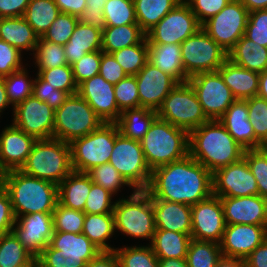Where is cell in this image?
Wrapping results in <instances>:
<instances>
[{
	"label": "cell",
	"mask_w": 267,
	"mask_h": 267,
	"mask_svg": "<svg viewBox=\"0 0 267 267\" xmlns=\"http://www.w3.org/2000/svg\"><path fill=\"white\" fill-rule=\"evenodd\" d=\"M151 198L194 205L213 195L212 173L189 154L151 172Z\"/></svg>",
	"instance_id": "1"
},
{
	"label": "cell",
	"mask_w": 267,
	"mask_h": 267,
	"mask_svg": "<svg viewBox=\"0 0 267 267\" xmlns=\"http://www.w3.org/2000/svg\"><path fill=\"white\" fill-rule=\"evenodd\" d=\"M244 152L218 120H209L189 133V155L211 173L241 160Z\"/></svg>",
	"instance_id": "2"
},
{
	"label": "cell",
	"mask_w": 267,
	"mask_h": 267,
	"mask_svg": "<svg viewBox=\"0 0 267 267\" xmlns=\"http://www.w3.org/2000/svg\"><path fill=\"white\" fill-rule=\"evenodd\" d=\"M8 192L15 218L32 213H53L58 203V185L12 170L0 175Z\"/></svg>",
	"instance_id": "3"
},
{
	"label": "cell",
	"mask_w": 267,
	"mask_h": 267,
	"mask_svg": "<svg viewBox=\"0 0 267 267\" xmlns=\"http://www.w3.org/2000/svg\"><path fill=\"white\" fill-rule=\"evenodd\" d=\"M140 144L151 171L189 154V133L156 118Z\"/></svg>",
	"instance_id": "4"
},
{
	"label": "cell",
	"mask_w": 267,
	"mask_h": 267,
	"mask_svg": "<svg viewBox=\"0 0 267 267\" xmlns=\"http://www.w3.org/2000/svg\"><path fill=\"white\" fill-rule=\"evenodd\" d=\"M21 171L59 185L73 171L70 143L55 138L36 140Z\"/></svg>",
	"instance_id": "5"
},
{
	"label": "cell",
	"mask_w": 267,
	"mask_h": 267,
	"mask_svg": "<svg viewBox=\"0 0 267 267\" xmlns=\"http://www.w3.org/2000/svg\"><path fill=\"white\" fill-rule=\"evenodd\" d=\"M101 251L83 234L54 231L37 267H86Z\"/></svg>",
	"instance_id": "6"
},
{
	"label": "cell",
	"mask_w": 267,
	"mask_h": 267,
	"mask_svg": "<svg viewBox=\"0 0 267 267\" xmlns=\"http://www.w3.org/2000/svg\"><path fill=\"white\" fill-rule=\"evenodd\" d=\"M115 229L142 239H153L155 232L152 199L146 190H134L128 199H120L114 206Z\"/></svg>",
	"instance_id": "7"
},
{
	"label": "cell",
	"mask_w": 267,
	"mask_h": 267,
	"mask_svg": "<svg viewBox=\"0 0 267 267\" xmlns=\"http://www.w3.org/2000/svg\"><path fill=\"white\" fill-rule=\"evenodd\" d=\"M103 123L89 104L75 93L55 110L53 138L71 143L98 129Z\"/></svg>",
	"instance_id": "8"
},
{
	"label": "cell",
	"mask_w": 267,
	"mask_h": 267,
	"mask_svg": "<svg viewBox=\"0 0 267 267\" xmlns=\"http://www.w3.org/2000/svg\"><path fill=\"white\" fill-rule=\"evenodd\" d=\"M119 129L116 123H103L98 129L70 143L73 171L87 173L108 163Z\"/></svg>",
	"instance_id": "9"
},
{
	"label": "cell",
	"mask_w": 267,
	"mask_h": 267,
	"mask_svg": "<svg viewBox=\"0 0 267 267\" xmlns=\"http://www.w3.org/2000/svg\"><path fill=\"white\" fill-rule=\"evenodd\" d=\"M157 116L188 133L209 121L188 82L178 84L168 94L157 110Z\"/></svg>",
	"instance_id": "10"
},
{
	"label": "cell",
	"mask_w": 267,
	"mask_h": 267,
	"mask_svg": "<svg viewBox=\"0 0 267 267\" xmlns=\"http://www.w3.org/2000/svg\"><path fill=\"white\" fill-rule=\"evenodd\" d=\"M185 72L190 78L199 73L215 72L228 59V52L201 27L180 44Z\"/></svg>",
	"instance_id": "11"
},
{
	"label": "cell",
	"mask_w": 267,
	"mask_h": 267,
	"mask_svg": "<svg viewBox=\"0 0 267 267\" xmlns=\"http://www.w3.org/2000/svg\"><path fill=\"white\" fill-rule=\"evenodd\" d=\"M134 190H146L151 180V170L146 162L140 141L117 133L109 160Z\"/></svg>",
	"instance_id": "12"
},
{
	"label": "cell",
	"mask_w": 267,
	"mask_h": 267,
	"mask_svg": "<svg viewBox=\"0 0 267 267\" xmlns=\"http://www.w3.org/2000/svg\"><path fill=\"white\" fill-rule=\"evenodd\" d=\"M249 11L240 0L230 2L201 27L225 51L229 52L244 35Z\"/></svg>",
	"instance_id": "13"
},
{
	"label": "cell",
	"mask_w": 267,
	"mask_h": 267,
	"mask_svg": "<svg viewBox=\"0 0 267 267\" xmlns=\"http://www.w3.org/2000/svg\"><path fill=\"white\" fill-rule=\"evenodd\" d=\"M200 28L196 15L182 0L146 33L147 43L181 44Z\"/></svg>",
	"instance_id": "14"
},
{
	"label": "cell",
	"mask_w": 267,
	"mask_h": 267,
	"mask_svg": "<svg viewBox=\"0 0 267 267\" xmlns=\"http://www.w3.org/2000/svg\"><path fill=\"white\" fill-rule=\"evenodd\" d=\"M209 120H218L236 100L218 71L199 73L187 81Z\"/></svg>",
	"instance_id": "15"
},
{
	"label": "cell",
	"mask_w": 267,
	"mask_h": 267,
	"mask_svg": "<svg viewBox=\"0 0 267 267\" xmlns=\"http://www.w3.org/2000/svg\"><path fill=\"white\" fill-rule=\"evenodd\" d=\"M13 125L36 140L53 138L55 110L33 95L13 108Z\"/></svg>",
	"instance_id": "16"
},
{
	"label": "cell",
	"mask_w": 267,
	"mask_h": 267,
	"mask_svg": "<svg viewBox=\"0 0 267 267\" xmlns=\"http://www.w3.org/2000/svg\"><path fill=\"white\" fill-rule=\"evenodd\" d=\"M212 182L217 197L259 195L257 181L244 158L213 172Z\"/></svg>",
	"instance_id": "17"
},
{
	"label": "cell",
	"mask_w": 267,
	"mask_h": 267,
	"mask_svg": "<svg viewBox=\"0 0 267 267\" xmlns=\"http://www.w3.org/2000/svg\"><path fill=\"white\" fill-rule=\"evenodd\" d=\"M191 220L192 239L221 242L226 224L220 197L212 195L208 199L192 205Z\"/></svg>",
	"instance_id": "18"
},
{
	"label": "cell",
	"mask_w": 267,
	"mask_h": 267,
	"mask_svg": "<svg viewBox=\"0 0 267 267\" xmlns=\"http://www.w3.org/2000/svg\"><path fill=\"white\" fill-rule=\"evenodd\" d=\"M12 232L22 245L37 258L49 245L53 235L52 213L36 212L20 216V218H16Z\"/></svg>",
	"instance_id": "19"
},
{
	"label": "cell",
	"mask_w": 267,
	"mask_h": 267,
	"mask_svg": "<svg viewBox=\"0 0 267 267\" xmlns=\"http://www.w3.org/2000/svg\"><path fill=\"white\" fill-rule=\"evenodd\" d=\"M266 238L267 225L231 224L219 244L224 257L245 260Z\"/></svg>",
	"instance_id": "20"
},
{
	"label": "cell",
	"mask_w": 267,
	"mask_h": 267,
	"mask_svg": "<svg viewBox=\"0 0 267 267\" xmlns=\"http://www.w3.org/2000/svg\"><path fill=\"white\" fill-rule=\"evenodd\" d=\"M77 93L89 104L104 123H115L121 115L115 98L114 85L100 74L78 85Z\"/></svg>",
	"instance_id": "21"
},
{
	"label": "cell",
	"mask_w": 267,
	"mask_h": 267,
	"mask_svg": "<svg viewBox=\"0 0 267 267\" xmlns=\"http://www.w3.org/2000/svg\"><path fill=\"white\" fill-rule=\"evenodd\" d=\"M139 94V107L157 111L178 83L165 72L147 62L135 75Z\"/></svg>",
	"instance_id": "22"
},
{
	"label": "cell",
	"mask_w": 267,
	"mask_h": 267,
	"mask_svg": "<svg viewBox=\"0 0 267 267\" xmlns=\"http://www.w3.org/2000/svg\"><path fill=\"white\" fill-rule=\"evenodd\" d=\"M35 141L33 136L27 135L13 124L4 128L0 135V175L21 170Z\"/></svg>",
	"instance_id": "23"
},
{
	"label": "cell",
	"mask_w": 267,
	"mask_h": 267,
	"mask_svg": "<svg viewBox=\"0 0 267 267\" xmlns=\"http://www.w3.org/2000/svg\"><path fill=\"white\" fill-rule=\"evenodd\" d=\"M226 225H267V199L260 195L220 197Z\"/></svg>",
	"instance_id": "24"
},
{
	"label": "cell",
	"mask_w": 267,
	"mask_h": 267,
	"mask_svg": "<svg viewBox=\"0 0 267 267\" xmlns=\"http://www.w3.org/2000/svg\"><path fill=\"white\" fill-rule=\"evenodd\" d=\"M218 121L245 150L259 149L263 144L255 137L246 100L236 99Z\"/></svg>",
	"instance_id": "25"
},
{
	"label": "cell",
	"mask_w": 267,
	"mask_h": 267,
	"mask_svg": "<svg viewBox=\"0 0 267 267\" xmlns=\"http://www.w3.org/2000/svg\"><path fill=\"white\" fill-rule=\"evenodd\" d=\"M151 199L156 229L191 235V205L156 198Z\"/></svg>",
	"instance_id": "26"
},
{
	"label": "cell",
	"mask_w": 267,
	"mask_h": 267,
	"mask_svg": "<svg viewBox=\"0 0 267 267\" xmlns=\"http://www.w3.org/2000/svg\"><path fill=\"white\" fill-rule=\"evenodd\" d=\"M148 62L168 74L178 84L189 80L184 69L180 44L148 43Z\"/></svg>",
	"instance_id": "27"
},
{
	"label": "cell",
	"mask_w": 267,
	"mask_h": 267,
	"mask_svg": "<svg viewBox=\"0 0 267 267\" xmlns=\"http://www.w3.org/2000/svg\"><path fill=\"white\" fill-rule=\"evenodd\" d=\"M217 71L236 99L246 100L257 96L259 73L245 69L229 59Z\"/></svg>",
	"instance_id": "28"
},
{
	"label": "cell",
	"mask_w": 267,
	"mask_h": 267,
	"mask_svg": "<svg viewBox=\"0 0 267 267\" xmlns=\"http://www.w3.org/2000/svg\"><path fill=\"white\" fill-rule=\"evenodd\" d=\"M102 30L78 22L69 41L64 45L68 65L79 61L86 53L102 50Z\"/></svg>",
	"instance_id": "29"
},
{
	"label": "cell",
	"mask_w": 267,
	"mask_h": 267,
	"mask_svg": "<svg viewBox=\"0 0 267 267\" xmlns=\"http://www.w3.org/2000/svg\"><path fill=\"white\" fill-rule=\"evenodd\" d=\"M91 190V177L87 173L72 171L58 185V202L68 208L84 211Z\"/></svg>",
	"instance_id": "30"
},
{
	"label": "cell",
	"mask_w": 267,
	"mask_h": 267,
	"mask_svg": "<svg viewBox=\"0 0 267 267\" xmlns=\"http://www.w3.org/2000/svg\"><path fill=\"white\" fill-rule=\"evenodd\" d=\"M39 36L28 22L21 17L0 18V40L7 42L20 52L35 51Z\"/></svg>",
	"instance_id": "31"
},
{
	"label": "cell",
	"mask_w": 267,
	"mask_h": 267,
	"mask_svg": "<svg viewBox=\"0 0 267 267\" xmlns=\"http://www.w3.org/2000/svg\"><path fill=\"white\" fill-rule=\"evenodd\" d=\"M228 59L245 69L260 74L267 69V47L243 35L228 52Z\"/></svg>",
	"instance_id": "32"
},
{
	"label": "cell",
	"mask_w": 267,
	"mask_h": 267,
	"mask_svg": "<svg viewBox=\"0 0 267 267\" xmlns=\"http://www.w3.org/2000/svg\"><path fill=\"white\" fill-rule=\"evenodd\" d=\"M191 240L186 233L155 229L150 245L158 259H186Z\"/></svg>",
	"instance_id": "33"
},
{
	"label": "cell",
	"mask_w": 267,
	"mask_h": 267,
	"mask_svg": "<svg viewBox=\"0 0 267 267\" xmlns=\"http://www.w3.org/2000/svg\"><path fill=\"white\" fill-rule=\"evenodd\" d=\"M157 117V111L138 107L124 110L115 123L122 135L140 141Z\"/></svg>",
	"instance_id": "34"
},
{
	"label": "cell",
	"mask_w": 267,
	"mask_h": 267,
	"mask_svg": "<svg viewBox=\"0 0 267 267\" xmlns=\"http://www.w3.org/2000/svg\"><path fill=\"white\" fill-rule=\"evenodd\" d=\"M145 38L146 33L139 24L106 26L102 30V51L111 54L122 48L139 44Z\"/></svg>",
	"instance_id": "35"
},
{
	"label": "cell",
	"mask_w": 267,
	"mask_h": 267,
	"mask_svg": "<svg viewBox=\"0 0 267 267\" xmlns=\"http://www.w3.org/2000/svg\"><path fill=\"white\" fill-rule=\"evenodd\" d=\"M114 213L85 214L82 233L101 251H114L107 244V239L114 235L115 231Z\"/></svg>",
	"instance_id": "36"
},
{
	"label": "cell",
	"mask_w": 267,
	"mask_h": 267,
	"mask_svg": "<svg viewBox=\"0 0 267 267\" xmlns=\"http://www.w3.org/2000/svg\"><path fill=\"white\" fill-rule=\"evenodd\" d=\"M182 0H133L137 23L147 33Z\"/></svg>",
	"instance_id": "37"
},
{
	"label": "cell",
	"mask_w": 267,
	"mask_h": 267,
	"mask_svg": "<svg viewBox=\"0 0 267 267\" xmlns=\"http://www.w3.org/2000/svg\"><path fill=\"white\" fill-rule=\"evenodd\" d=\"M59 13L54 0H30L23 17L34 32L42 37Z\"/></svg>",
	"instance_id": "38"
},
{
	"label": "cell",
	"mask_w": 267,
	"mask_h": 267,
	"mask_svg": "<svg viewBox=\"0 0 267 267\" xmlns=\"http://www.w3.org/2000/svg\"><path fill=\"white\" fill-rule=\"evenodd\" d=\"M37 265V259L22 245L13 232L0 235V267Z\"/></svg>",
	"instance_id": "39"
},
{
	"label": "cell",
	"mask_w": 267,
	"mask_h": 267,
	"mask_svg": "<svg viewBox=\"0 0 267 267\" xmlns=\"http://www.w3.org/2000/svg\"><path fill=\"white\" fill-rule=\"evenodd\" d=\"M220 244L192 239L186 255L188 267H215L222 258Z\"/></svg>",
	"instance_id": "40"
},
{
	"label": "cell",
	"mask_w": 267,
	"mask_h": 267,
	"mask_svg": "<svg viewBox=\"0 0 267 267\" xmlns=\"http://www.w3.org/2000/svg\"><path fill=\"white\" fill-rule=\"evenodd\" d=\"M111 55L121 65L127 76L136 75L148 62L147 38L139 44L114 51Z\"/></svg>",
	"instance_id": "41"
},
{
	"label": "cell",
	"mask_w": 267,
	"mask_h": 267,
	"mask_svg": "<svg viewBox=\"0 0 267 267\" xmlns=\"http://www.w3.org/2000/svg\"><path fill=\"white\" fill-rule=\"evenodd\" d=\"M119 267H159V259L156 257L151 245L123 247L114 250Z\"/></svg>",
	"instance_id": "42"
},
{
	"label": "cell",
	"mask_w": 267,
	"mask_h": 267,
	"mask_svg": "<svg viewBox=\"0 0 267 267\" xmlns=\"http://www.w3.org/2000/svg\"><path fill=\"white\" fill-rule=\"evenodd\" d=\"M34 59L38 70L56 68L68 65L64 46L43 40L41 37L35 48Z\"/></svg>",
	"instance_id": "43"
},
{
	"label": "cell",
	"mask_w": 267,
	"mask_h": 267,
	"mask_svg": "<svg viewBox=\"0 0 267 267\" xmlns=\"http://www.w3.org/2000/svg\"><path fill=\"white\" fill-rule=\"evenodd\" d=\"M103 13L106 26L138 24L133 0H107Z\"/></svg>",
	"instance_id": "44"
},
{
	"label": "cell",
	"mask_w": 267,
	"mask_h": 267,
	"mask_svg": "<svg viewBox=\"0 0 267 267\" xmlns=\"http://www.w3.org/2000/svg\"><path fill=\"white\" fill-rule=\"evenodd\" d=\"M3 78L7 98L13 108L24 101L27 97L32 96L34 80H28L29 77L26 68L23 67L22 69Z\"/></svg>",
	"instance_id": "45"
},
{
	"label": "cell",
	"mask_w": 267,
	"mask_h": 267,
	"mask_svg": "<svg viewBox=\"0 0 267 267\" xmlns=\"http://www.w3.org/2000/svg\"><path fill=\"white\" fill-rule=\"evenodd\" d=\"M52 219L54 231L79 234L82 233L85 213L65 207L58 202L52 213Z\"/></svg>",
	"instance_id": "46"
},
{
	"label": "cell",
	"mask_w": 267,
	"mask_h": 267,
	"mask_svg": "<svg viewBox=\"0 0 267 267\" xmlns=\"http://www.w3.org/2000/svg\"><path fill=\"white\" fill-rule=\"evenodd\" d=\"M37 74L55 89L66 92L68 95L77 93L78 85L70 65L38 70Z\"/></svg>",
	"instance_id": "47"
},
{
	"label": "cell",
	"mask_w": 267,
	"mask_h": 267,
	"mask_svg": "<svg viewBox=\"0 0 267 267\" xmlns=\"http://www.w3.org/2000/svg\"><path fill=\"white\" fill-rule=\"evenodd\" d=\"M87 174L91 177L92 182L102 186L112 194H116L123 185L132 187L109 162L93 167Z\"/></svg>",
	"instance_id": "48"
},
{
	"label": "cell",
	"mask_w": 267,
	"mask_h": 267,
	"mask_svg": "<svg viewBox=\"0 0 267 267\" xmlns=\"http://www.w3.org/2000/svg\"><path fill=\"white\" fill-rule=\"evenodd\" d=\"M79 18L67 13H59L42 39L56 44L65 45L74 32Z\"/></svg>",
	"instance_id": "49"
},
{
	"label": "cell",
	"mask_w": 267,
	"mask_h": 267,
	"mask_svg": "<svg viewBox=\"0 0 267 267\" xmlns=\"http://www.w3.org/2000/svg\"><path fill=\"white\" fill-rule=\"evenodd\" d=\"M249 122L255 137L264 145L267 144V100L259 96L246 99Z\"/></svg>",
	"instance_id": "50"
},
{
	"label": "cell",
	"mask_w": 267,
	"mask_h": 267,
	"mask_svg": "<svg viewBox=\"0 0 267 267\" xmlns=\"http://www.w3.org/2000/svg\"><path fill=\"white\" fill-rule=\"evenodd\" d=\"M243 158L254 175L259 195L267 199V153L262 149H246Z\"/></svg>",
	"instance_id": "51"
},
{
	"label": "cell",
	"mask_w": 267,
	"mask_h": 267,
	"mask_svg": "<svg viewBox=\"0 0 267 267\" xmlns=\"http://www.w3.org/2000/svg\"><path fill=\"white\" fill-rule=\"evenodd\" d=\"M114 91L116 104L121 112L139 107V94L135 75L126 76L115 84Z\"/></svg>",
	"instance_id": "52"
},
{
	"label": "cell",
	"mask_w": 267,
	"mask_h": 267,
	"mask_svg": "<svg viewBox=\"0 0 267 267\" xmlns=\"http://www.w3.org/2000/svg\"><path fill=\"white\" fill-rule=\"evenodd\" d=\"M112 195L114 196L110 191L91 180V190L86 198L83 212L85 214L113 213L115 202L113 204L111 202Z\"/></svg>",
	"instance_id": "53"
},
{
	"label": "cell",
	"mask_w": 267,
	"mask_h": 267,
	"mask_svg": "<svg viewBox=\"0 0 267 267\" xmlns=\"http://www.w3.org/2000/svg\"><path fill=\"white\" fill-rule=\"evenodd\" d=\"M102 50L86 53L79 61L71 65L77 85L99 74Z\"/></svg>",
	"instance_id": "54"
},
{
	"label": "cell",
	"mask_w": 267,
	"mask_h": 267,
	"mask_svg": "<svg viewBox=\"0 0 267 267\" xmlns=\"http://www.w3.org/2000/svg\"><path fill=\"white\" fill-rule=\"evenodd\" d=\"M244 36L263 47H267V9L249 12Z\"/></svg>",
	"instance_id": "55"
},
{
	"label": "cell",
	"mask_w": 267,
	"mask_h": 267,
	"mask_svg": "<svg viewBox=\"0 0 267 267\" xmlns=\"http://www.w3.org/2000/svg\"><path fill=\"white\" fill-rule=\"evenodd\" d=\"M32 95L40 101L46 102L54 110L61 107L69 96L66 92L53 88L45 82L38 74L33 81Z\"/></svg>",
	"instance_id": "56"
},
{
	"label": "cell",
	"mask_w": 267,
	"mask_h": 267,
	"mask_svg": "<svg viewBox=\"0 0 267 267\" xmlns=\"http://www.w3.org/2000/svg\"><path fill=\"white\" fill-rule=\"evenodd\" d=\"M196 15L202 26L207 20L217 15L230 0H184Z\"/></svg>",
	"instance_id": "57"
},
{
	"label": "cell",
	"mask_w": 267,
	"mask_h": 267,
	"mask_svg": "<svg viewBox=\"0 0 267 267\" xmlns=\"http://www.w3.org/2000/svg\"><path fill=\"white\" fill-rule=\"evenodd\" d=\"M21 61V52L7 42L0 40V77L8 76L22 69L24 66Z\"/></svg>",
	"instance_id": "58"
},
{
	"label": "cell",
	"mask_w": 267,
	"mask_h": 267,
	"mask_svg": "<svg viewBox=\"0 0 267 267\" xmlns=\"http://www.w3.org/2000/svg\"><path fill=\"white\" fill-rule=\"evenodd\" d=\"M107 0H86V7L79 21L103 30L106 27L103 9Z\"/></svg>",
	"instance_id": "59"
},
{
	"label": "cell",
	"mask_w": 267,
	"mask_h": 267,
	"mask_svg": "<svg viewBox=\"0 0 267 267\" xmlns=\"http://www.w3.org/2000/svg\"><path fill=\"white\" fill-rule=\"evenodd\" d=\"M99 74L105 81L113 85L117 84L127 76L121 65L117 63L114 57L111 54L104 53L103 51Z\"/></svg>",
	"instance_id": "60"
},
{
	"label": "cell",
	"mask_w": 267,
	"mask_h": 267,
	"mask_svg": "<svg viewBox=\"0 0 267 267\" xmlns=\"http://www.w3.org/2000/svg\"><path fill=\"white\" fill-rule=\"evenodd\" d=\"M14 223H16V218L10 196L0 183V235L12 232Z\"/></svg>",
	"instance_id": "61"
},
{
	"label": "cell",
	"mask_w": 267,
	"mask_h": 267,
	"mask_svg": "<svg viewBox=\"0 0 267 267\" xmlns=\"http://www.w3.org/2000/svg\"><path fill=\"white\" fill-rule=\"evenodd\" d=\"M30 0H0V18L21 17Z\"/></svg>",
	"instance_id": "62"
},
{
	"label": "cell",
	"mask_w": 267,
	"mask_h": 267,
	"mask_svg": "<svg viewBox=\"0 0 267 267\" xmlns=\"http://www.w3.org/2000/svg\"><path fill=\"white\" fill-rule=\"evenodd\" d=\"M246 267H267V238L245 259Z\"/></svg>",
	"instance_id": "63"
},
{
	"label": "cell",
	"mask_w": 267,
	"mask_h": 267,
	"mask_svg": "<svg viewBox=\"0 0 267 267\" xmlns=\"http://www.w3.org/2000/svg\"><path fill=\"white\" fill-rule=\"evenodd\" d=\"M60 13L80 17L86 7V0H54Z\"/></svg>",
	"instance_id": "64"
},
{
	"label": "cell",
	"mask_w": 267,
	"mask_h": 267,
	"mask_svg": "<svg viewBox=\"0 0 267 267\" xmlns=\"http://www.w3.org/2000/svg\"><path fill=\"white\" fill-rule=\"evenodd\" d=\"M86 267H119V262L114 251L100 252Z\"/></svg>",
	"instance_id": "65"
},
{
	"label": "cell",
	"mask_w": 267,
	"mask_h": 267,
	"mask_svg": "<svg viewBox=\"0 0 267 267\" xmlns=\"http://www.w3.org/2000/svg\"><path fill=\"white\" fill-rule=\"evenodd\" d=\"M215 267H246V264L245 260L222 256Z\"/></svg>",
	"instance_id": "66"
},
{
	"label": "cell",
	"mask_w": 267,
	"mask_h": 267,
	"mask_svg": "<svg viewBox=\"0 0 267 267\" xmlns=\"http://www.w3.org/2000/svg\"><path fill=\"white\" fill-rule=\"evenodd\" d=\"M249 12L267 9V0H240Z\"/></svg>",
	"instance_id": "67"
},
{
	"label": "cell",
	"mask_w": 267,
	"mask_h": 267,
	"mask_svg": "<svg viewBox=\"0 0 267 267\" xmlns=\"http://www.w3.org/2000/svg\"><path fill=\"white\" fill-rule=\"evenodd\" d=\"M159 267H188L186 259H159Z\"/></svg>",
	"instance_id": "68"
},
{
	"label": "cell",
	"mask_w": 267,
	"mask_h": 267,
	"mask_svg": "<svg viewBox=\"0 0 267 267\" xmlns=\"http://www.w3.org/2000/svg\"><path fill=\"white\" fill-rule=\"evenodd\" d=\"M257 96L267 100V69L260 73Z\"/></svg>",
	"instance_id": "69"
},
{
	"label": "cell",
	"mask_w": 267,
	"mask_h": 267,
	"mask_svg": "<svg viewBox=\"0 0 267 267\" xmlns=\"http://www.w3.org/2000/svg\"><path fill=\"white\" fill-rule=\"evenodd\" d=\"M10 102L7 98L6 87L4 84V78L0 77V113L9 106Z\"/></svg>",
	"instance_id": "70"
},
{
	"label": "cell",
	"mask_w": 267,
	"mask_h": 267,
	"mask_svg": "<svg viewBox=\"0 0 267 267\" xmlns=\"http://www.w3.org/2000/svg\"><path fill=\"white\" fill-rule=\"evenodd\" d=\"M262 149L267 153V144H264V145L262 146Z\"/></svg>",
	"instance_id": "71"
},
{
	"label": "cell",
	"mask_w": 267,
	"mask_h": 267,
	"mask_svg": "<svg viewBox=\"0 0 267 267\" xmlns=\"http://www.w3.org/2000/svg\"><path fill=\"white\" fill-rule=\"evenodd\" d=\"M21 267H37V265H26V266H21Z\"/></svg>",
	"instance_id": "72"
}]
</instances>
